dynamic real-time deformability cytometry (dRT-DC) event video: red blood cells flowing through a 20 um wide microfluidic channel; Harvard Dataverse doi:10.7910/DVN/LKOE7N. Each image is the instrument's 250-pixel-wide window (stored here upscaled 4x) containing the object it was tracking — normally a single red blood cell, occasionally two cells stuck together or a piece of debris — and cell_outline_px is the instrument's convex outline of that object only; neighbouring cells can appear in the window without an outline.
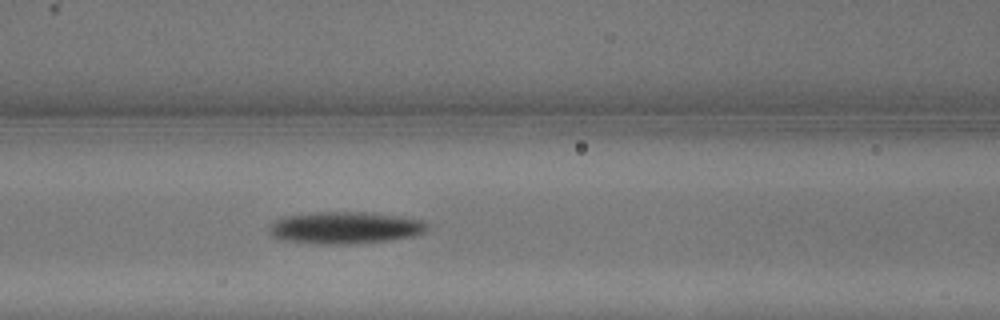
{"species": "common noctule bat (a hibernating species)", "species_latin": "Nyctalus noctula", "temperature_condition": "warm", "stored_images_in_passage": 4, "camera_frame_rate_fps": 3000, "um_per_image_px": 0.085, "animal": {"sex": "male", "body_mass_g": 13.3}, "frame": {"image": 1, "passage_image": 4, "time_ms": 1.0, "image_size_px": [1000, 320], "cell_outline_px": [[428, 228], [424, 232], [412, 236], [388, 240], [344, 244], [316, 244], [280, 240], [272, 236], [268, 232], [268, 228], [276, 220], [288, 216], [316, 212], [364, 212], [404, 216], [424, 220], [428, 224]], "centroid_in_image_um": [29.34, 19.35], "position_along_channel_um": 137.3, "area_um2": 29.54}}